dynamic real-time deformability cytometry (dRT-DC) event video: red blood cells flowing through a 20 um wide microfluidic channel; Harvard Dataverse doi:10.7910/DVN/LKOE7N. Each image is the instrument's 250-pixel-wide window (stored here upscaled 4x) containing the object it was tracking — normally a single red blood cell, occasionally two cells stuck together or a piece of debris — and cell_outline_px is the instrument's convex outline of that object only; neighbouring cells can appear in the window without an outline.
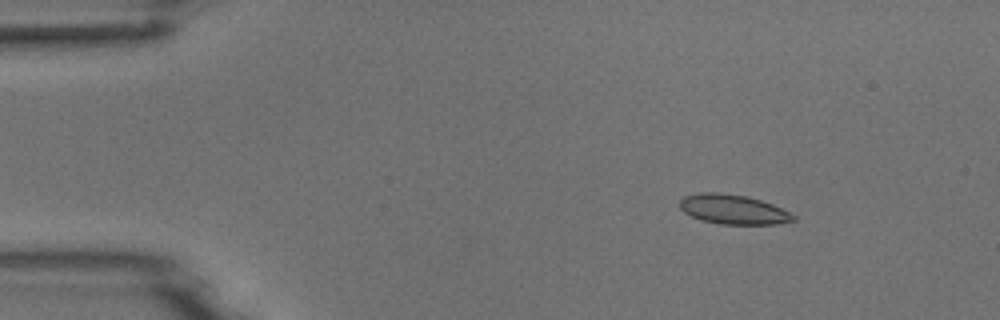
{"species": "common noctule bat (a hibernating species)", "species_latin": "Nyctalus noctula", "temperature_condition": "room temperature", "stored_images_in_passage": 4, "camera_frame_rate_fps": 3000, "um_per_image_px": 0.085, "animal": {"sex": "male", "body_mass_g": 18.8}, "frame": {"image": 1, "passage_image": 2, "time_ms": 1.0, "image_size_px": [1000, 320], "cell_outline_px": [[796, 220], [776, 224], [720, 224], [700, 220], [684, 212], [680, 208], [680, 200], [684, 196], [700, 192], [720, 192], [748, 196], [772, 204], [796, 216]], "centroid_in_image_um": [62.3, 17.79], "position_along_channel_um": 22.7, "area_um2": 19.59}}